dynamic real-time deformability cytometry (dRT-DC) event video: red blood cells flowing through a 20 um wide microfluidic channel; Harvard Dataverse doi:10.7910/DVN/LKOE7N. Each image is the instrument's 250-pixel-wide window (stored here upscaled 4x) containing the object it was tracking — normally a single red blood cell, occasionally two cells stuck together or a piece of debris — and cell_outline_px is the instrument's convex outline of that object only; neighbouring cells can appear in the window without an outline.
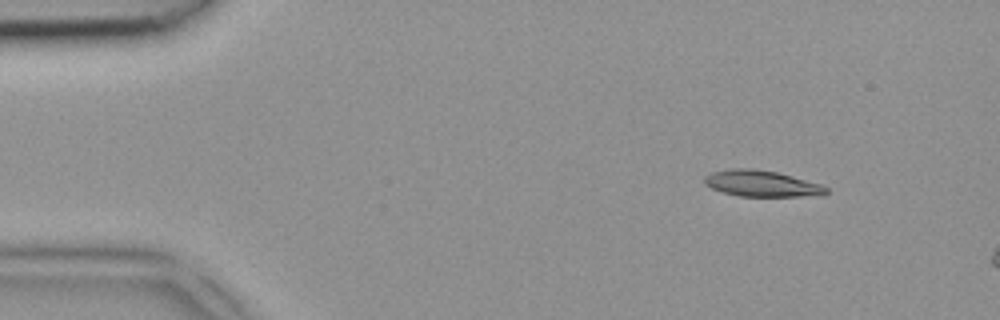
{"species": "common noctule bat (a hibernating species)", "species_latin": "Nyctalus noctula", "temperature_condition": "room temperature", "stored_images_in_passage": 3, "camera_frame_rate_fps": 3000, "um_per_image_px": 0.085, "animal": {"sex": "female", "body_mass_g": 18.4}, "frame": {"image": 1, "passage_image": 1, "time_ms": 0.0, "image_size_px": [1000, 320], "cell_outline_px": [[828, 192], [824, 196], [740, 196], [724, 192], [712, 188], [704, 184], [704, 176], [712, 172], [732, 168], [748, 168], [776, 172], [792, 176], [820, 184], [828, 188]], "centroid_in_image_um": [64.76, 15.61], "position_along_channel_um": 20.2, "area_um2": 18.5}}